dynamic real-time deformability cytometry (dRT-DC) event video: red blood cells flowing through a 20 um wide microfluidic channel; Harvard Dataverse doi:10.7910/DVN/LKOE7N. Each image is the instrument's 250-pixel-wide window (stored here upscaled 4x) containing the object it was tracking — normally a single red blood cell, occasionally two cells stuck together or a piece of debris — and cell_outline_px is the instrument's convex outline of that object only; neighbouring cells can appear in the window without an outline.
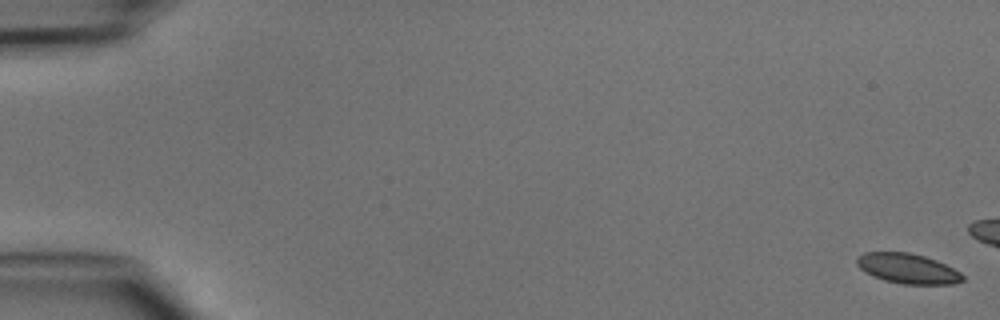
{"species": "common noctule bat (a hibernating species)", "species_latin": "Nyctalus noctula", "temperature_condition": "cold", "stored_images_in_passage": 13, "camera_frame_rate_fps": 3000, "um_per_image_px": 0.085, "animal": {"sex": "male", "body_mass_g": 15.6}, "frame": {"image": 1, "passage_image": 1, "time_ms": 0.0, "image_size_px": [1000, 320], "cell_outline_px": [[964, 280], [952, 284], [904, 284], [884, 280], [872, 276], [860, 268], [856, 264], [856, 256], [864, 252], [908, 252], [924, 256], [936, 260], [960, 272], [964, 276]], "centroid_in_image_um": [77.13, 22.82], "position_along_channel_um": 7.9, "area_um2": 18.5}}